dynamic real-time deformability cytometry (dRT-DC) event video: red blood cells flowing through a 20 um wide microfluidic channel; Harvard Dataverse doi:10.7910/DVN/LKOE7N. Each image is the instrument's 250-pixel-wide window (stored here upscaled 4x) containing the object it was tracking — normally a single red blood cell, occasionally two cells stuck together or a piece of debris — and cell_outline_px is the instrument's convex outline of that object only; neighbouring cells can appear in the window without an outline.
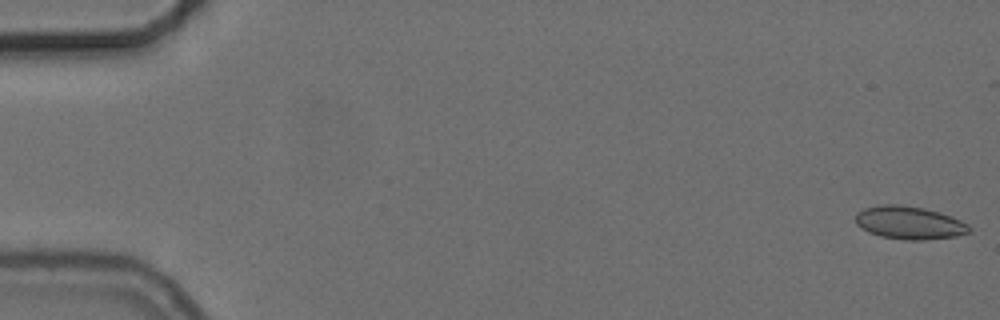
{"species": "common noctule bat (a hibernating species)", "species_latin": "Nyctalus noctula", "temperature_condition": "cold", "stored_images_in_passage": 48, "camera_frame_rate_fps": 3000, "um_per_image_px": 0.085, "animal": {"sex": "female", "body_mass_g": 24.6, "forearm_length_mm": 56.2}, "frame": {"image": 1, "passage_image": 1, "time_ms": 0.0, "image_size_px": [1000, 320], "cell_outline_px": [[972, 232], [956, 236], [920, 240], [904, 240], [880, 236], [868, 232], [860, 228], [856, 224], [856, 212], [864, 208], [880, 204], [900, 204], [924, 208], [940, 212], [952, 216], [968, 224], [972, 228]], "centroid_in_image_um": [77.29, 18.93], "position_along_channel_um": 7.7, "area_um2": 22.14}}
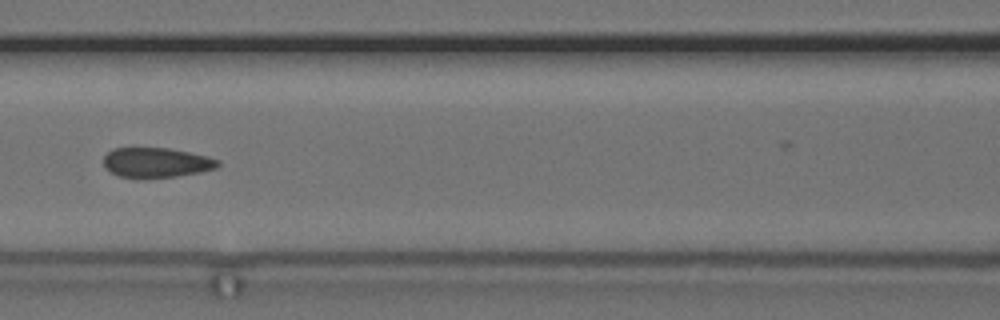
{"frame": {"image": 2, "passage_image": 25, "time_ms": 8.0, "image_size_px": [1000, 320], "cell_outline_px": [[220, 164], [216, 168], [200, 172], [176, 176], [144, 180], [120, 176], [104, 168], [104, 156], [112, 148], [168, 148], [208, 156], [220, 160]], "centroid_in_image_um": [13.28, 13.84], "position_along_channel_um": 153.3, "area_um2": 20.23}}
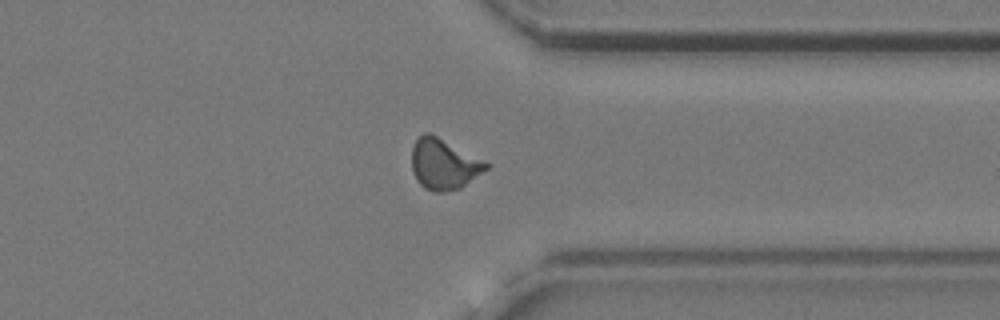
{"frame": {"image": 3, "passage_image": 43, "time_ms": 14.0, "image_size_px": [1000, 320], "cell_outline_px": [[492, 164], [488, 168], [460, 188], [444, 192], [432, 192], [424, 188], [416, 180], [412, 172], [412, 148], [416, 140], [424, 132], [428, 132]], "centroid_in_image_um": [37.71, 13.97], "position_along_channel_um": 373.7, "area_um2": 21.85}, "authors_computed_cell_mechanics": {"area_um2": 20.9814, "velocity_mm_per_s": 3.7251, "shape_relaxation_time_tau1_ms": 5.8667, "shape_relaxation_time_tau2_ms": 1.6358, "deformation_change_tau1": 0.1307, "deformation_change_tau2": 0.0596}}